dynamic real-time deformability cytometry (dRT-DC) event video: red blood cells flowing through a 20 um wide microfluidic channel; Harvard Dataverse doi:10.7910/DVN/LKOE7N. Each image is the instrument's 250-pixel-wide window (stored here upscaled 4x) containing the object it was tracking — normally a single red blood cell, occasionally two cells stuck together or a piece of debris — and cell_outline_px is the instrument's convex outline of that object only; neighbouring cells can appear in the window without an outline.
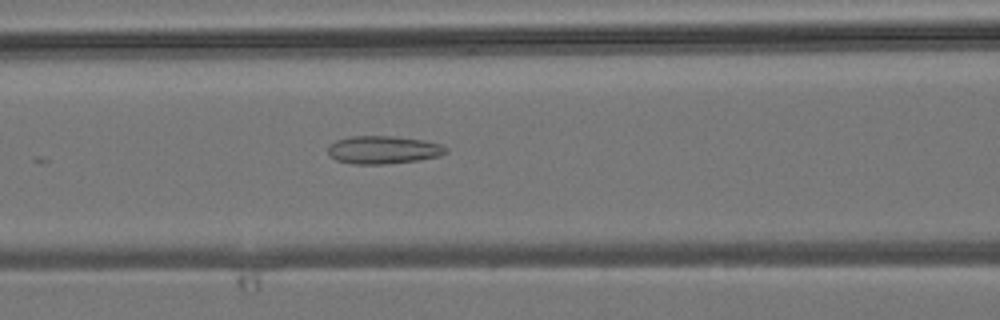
{"species": "common noctule bat (a hibernating species)", "species_latin": "Nyctalus noctula", "temperature_condition": "room temperature", "stored_images_in_passage": 6, "camera_frame_rate_fps": 3000, "um_per_image_px": 0.085, "animal": {"sex": "male", "body_mass_g": 19.2, "forearm_length_mm": 51.8}, "frame": {"image": 1, "passage_image": 6, "time_ms": 7.667, "image_size_px": [1000, 320], "cell_outline_px": [[448, 152], [440, 156], [416, 160], [384, 164], [352, 164], [336, 160], [328, 152], [328, 148], [336, 140], [352, 136], [396, 136], [424, 140], [440, 144], [448, 148]], "centroid_in_image_um": [32.61, 12.73], "position_along_channel_um": 134.0, "area_um2": 19.13}}